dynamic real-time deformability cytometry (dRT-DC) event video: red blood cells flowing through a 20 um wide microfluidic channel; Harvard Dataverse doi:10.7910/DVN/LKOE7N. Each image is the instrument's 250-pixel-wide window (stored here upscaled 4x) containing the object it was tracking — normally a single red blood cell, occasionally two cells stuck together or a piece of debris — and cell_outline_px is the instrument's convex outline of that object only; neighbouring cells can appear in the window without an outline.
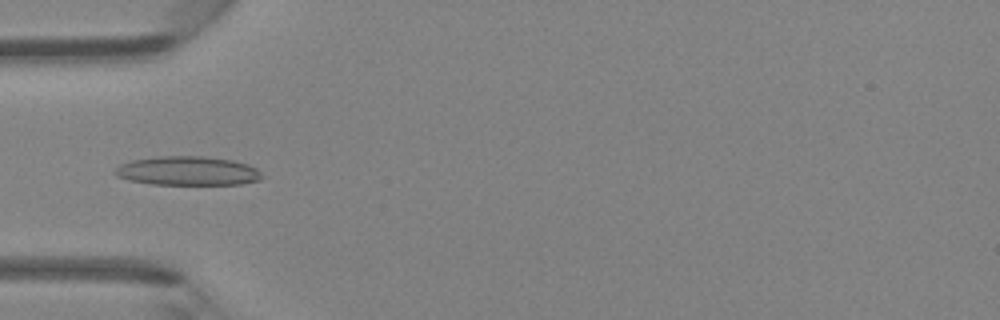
{"species": "Egyptian fruit bat (a non-hibernating species)", "species_latin": "Rousettus aegyptiacus", "temperature_condition": "room temperature", "stored_images_in_passage": 32, "camera_frame_rate_fps": 3000, "um_per_image_px": 0.085, "animal": {"sex": "female"}, "frame": {"image": 1, "passage_image": 2, "time_ms": 0.333, "image_size_px": [1000, 320], "cell_outline_px": [[260, 180], [240, 184], [152, 184], [128, 180], [116, 176], [116, 168], [120, 164], [132, 160], [156, 156], [204, 156], [232, 160], [248, 164], [256, 168], [260, 172]], "centroid_in_image_um": [15.94, 14.52], "position_along_channel_um": 69.1, "area_um2": 24.74}}
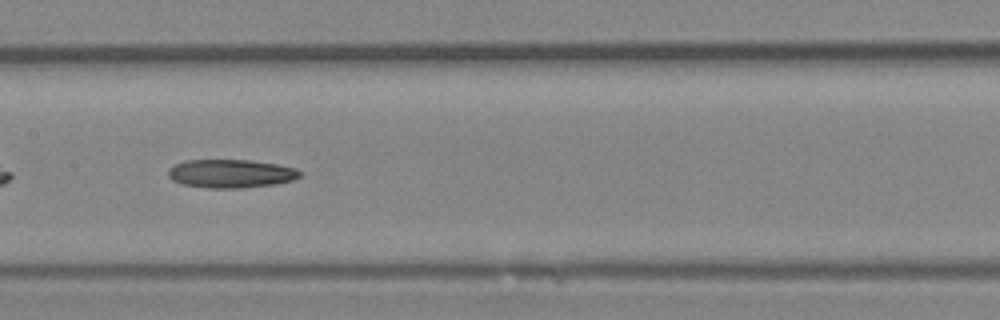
{"frame": {"image": 2, "passage_image": 10, "time_ms": 3.0, "image_size_px": [1000, 320], "cell_outline_px": [[304, 172], [300, 176], [292, 180], [276, 184], [240, 188], [208, 188], [184, 184], [172, 180], [168, 176], [168, 168], [172, 164], [184, 160], [248, 160], [276, 164], [296, 168]], "centroid_in_image_um": [19.61, 14.75], "position_along_channel_um": 187.8, "area_um2": 21.96}}
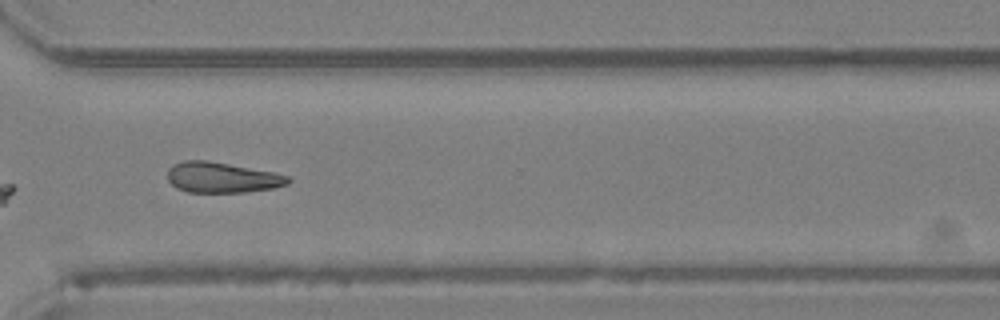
{"frame": {"image": 3, "passage_image": 21, "time_ms": 6.667, "image_size_px": [1000, 320], "cell_outline_px": [[292, 180], [288, 184], [272, 188], [244, 192], [188, 192], [176, 188], [168, 180], [168, 168], [172, 164], [184, 160], [208, 160], [272, 172], [288, 176]], "centroid_in_image_um": [18.83, 15.08], "position_along_channel_um": 351.8, "area_um2": 21.39}}